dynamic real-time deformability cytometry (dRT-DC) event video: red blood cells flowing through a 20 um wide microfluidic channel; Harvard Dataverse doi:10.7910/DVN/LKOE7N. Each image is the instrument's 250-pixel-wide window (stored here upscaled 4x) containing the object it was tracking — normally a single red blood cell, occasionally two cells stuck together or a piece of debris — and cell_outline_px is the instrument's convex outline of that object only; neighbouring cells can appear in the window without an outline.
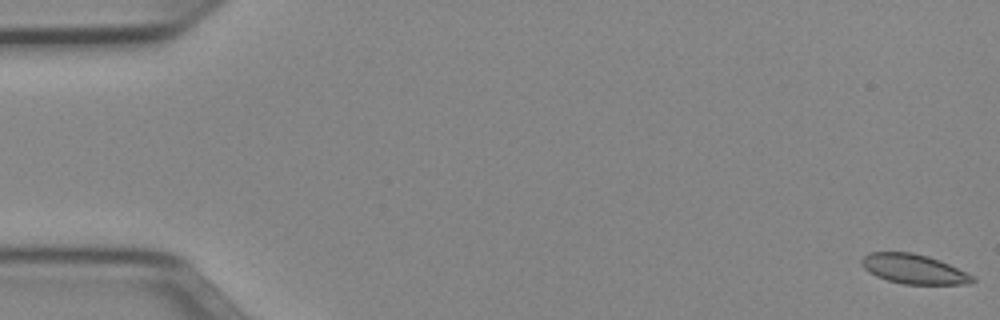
{"species": "Egyptian fruit bat (a non-hibernating species)", "species_latin": "Rousettus aegyptiacus", "temperature_condition": "cold", "stored_images_in_passage": 52, "camera_frame_rate_fps": 3000, "um_per_image_px": 0.085, "animal": {"sex": "female"}, "frame": {"image": 1, "passage_image": 1, "time_ms": 0.0, "image_size_px": [1000, 320], "cell_outline_px": [[976, 280], [960, 284], [904, 284], [888, 280], [876, 276], [864, 268], [860, 260], [864, 256], [872, 252], [908, 252], [928, 256], [948, 264], [972, 276]], "centroid_in_image_um": [77.61, 22.86], "position_along_channel_um": 7.4, "area_um2": 18.61}}
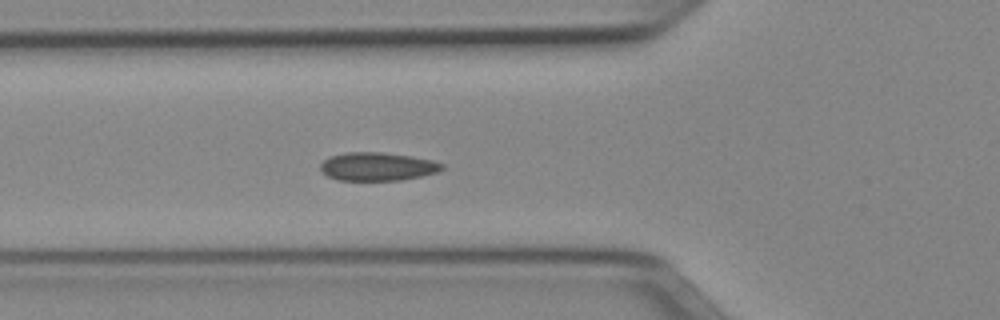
{"frame": {"image": 2, "passage_image": 19, "time_ms": 6.0, "image_size_px": [1000, 320], "cell_outline_px": [[444, 168], [440, 172], [400, 180], [336, 180], [328, 176], [320, 168], [320, 164], [324, 160], [332, 156], [348, 152], [380, 152], [408, 156], [432, 160], [444, 164]], "centroid_in_image_um": [32.1, 14.16], "position_along_channel_um": 93.7, "area_um2": 19.88}}
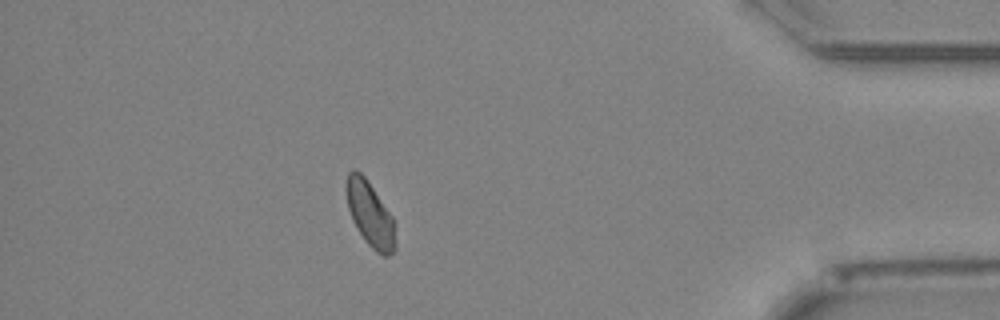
{"frame": {"image": 3, "passage_image": 46, "time_ms": 15.0, "image_size_px": [1000, 320], "cell_outline_px": [[396, 248], [388, 256], [384, 256], [376, 252], [368, 244], [356, 228], [352, 220], [348, 208], [344, 188], [344, 184], [348, 172], [352, 168], [356, 168], [364, 176], [392, 216], [396, 224]], "centroid_in_image_um": [31.44, 18.19], "position_along_channel_um": 403.8, "area_um2": 18.96}}